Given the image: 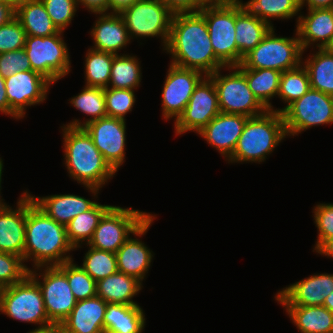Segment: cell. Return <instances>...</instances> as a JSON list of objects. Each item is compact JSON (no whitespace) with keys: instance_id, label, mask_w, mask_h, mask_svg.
<instances>
[{"instance_id":"obj_1","label":"cell","mask_w":333,"mask_h":333,"mask_svg":"<svg viewBox=\"0 0 333 333\" xmlns=\"http://www.w3.org/2000/svg\"><path fill=\"white\" fill-rule=\"evenodd\" d=\"M163 51L171 55L170 64L200 71L205 76L226 67L215 56L205 18L199 11L174 13Z\"/></svg>"},{"instance_id":"obj_2","label":"cell","mask_w":333,"mask_h":333,"mask_svg":"<svg viewBox=\"0 0 333 333\" xmlns=\"http://www.w3.org/2000/svg\"><path fill=\"white\" fill-rule=\"evenodd\" d=\"M71 251L75 249L67 239L66 227L50 218L26 192L24 263L27 268L61 265L74 259ZM29 261L32 268L26 264Z\"/></svg>"},{"instance_id":"obj_3","label":"cell","mask_w":333,"mask_h":333,"mask_svg":"<svg viewBox=\"0 0 333 333\" xmlns=\"http://www.w3.org/2000/svg\"><path fill=\"white\" fill-rule=\"evenodd\" d=\"M62 128L64 163L69 177L78 184L103 188L117 172L104 159L83 127Z\"/></svg>"},{"instance_id":"obj_4","label":"cell","mask_w":333,"mask_h":333,"mask_svg":"<svg viewBox=\"0 0 333 333\" xmlns=\"http://www.w3.org/2000/svg\"><path fill=\"white\" fill-rule=\"evenodd\" d=\"M285 138L288 136L282 113L266 110L247 119L233 154L226 162L261 164Z\"/></svg>"},{"instance_id":"obj_5","label":"cell","mask_w":333,"mask_h":333,"mask_svg":"<svg viewBox=\"0 0 333 333\" xmlns=\"http://www.w3.org/2000/svg\"><path fill=\"white\" fill-rule=\"evenodd\" d=\"M0 312L10 319L38 325L33 330L56 327L48 319L40 287L29 274L1 289Z\"/></svg>"},{"instance_id":"obj_6","label":"cell","mask_w":333,"mask_h":333,"mask_svg":"<svg viewBox=\"0 0 333 333\" xmlns=\"http://www.w3.org/2000/svg\"><path fill=\"white\" fill-rule=\"evenodd\" d=\"M275 28L247 53L237 68L273 69L280 72L295 69L302 64L304 52L295 29L294 37L278 36Z\"/></svg>"},{"instance_id":"obj_7","label":"cell","mask_w":333,"mask_h":333,"mask_svg":"<svg viewBox=\"0 0 333 333\" xmlns=\"http://www.w3.org/2000/svg\"><path fill=\"white\" fill-rule=\"evenodd\" d=\"M174 12L162 0H139L120 13L130 40L160 38L165 49Z\"/></svg>"},{"instance_id":"obj_8","label":"cell","mask_w":333,"mask_h":333,"mask_svg":"<svg viewBox=\"0 0 333 333\" xmlns=\"http://www.w3.org/2000/svg\"><path fill=\"white\" fill-rule=\"evenodd\" d=\"M64 32L40 37L27 36L25 51L33 71L40 73L52 84L71 72L70 50Z\"/></svg>"},{"instance_id":"obj_9","label":"cell","mask_w":333,"mask_h":333,"mask_svg":"<svg viewBox=\"0 0 333 333\" xmlns=\"http://www.w3.org/2000/svg\"><path fill=\"white\" fill-rule=\"evenodd\" d=\"M222 70L229 72L222 74ZM209 77L214 82L220 112L253 117L267 110L254 96L245 75L236 66L218 69Z\"/></svg>"},{"instance_id":"obj_10","label":"cell","mask_w":333,"mask_h":333,"mask_svg":"<svg viewBox=\"0 0 333 333\" xmlns=\"http://www.w3.org/2000/svg\"><path fill=\"white\" fill-rule=\"evenodd\" d=\"M152 213L112 206L100 219L88 246L116 253L125 241Z\"/></svg>"},{"instance_id":"obj_11","label":"cell","mask_w":333,"mask_h":333,"mask_svg":"<svg viewBox=\"0 0 333 333\" xmlns=\"http://www.w3.org/2000/svg\"><path fill=\"white\" fill-rule=\"evenodd\" d=\"M288 137L298 136L309 128L333 124V96L309 89L283 112Z\"/></svg>"},{"instance_id":"obj_12","label":"cell","mask_w":333,"mask_h":333,"mask_svg":"<svg viewBox=\"0 0 333 333\" xmlns=\"http://www.w3.org/2000/svg\"><path fill=\"white\" fill-rule=\"evenodd\" d=\"M29 275L41 289L49 321L59 327L77 303L66 275L57 266L36 267Z\"/></svg>"},{"instance_id":"obj_13","label":"cell","mask_w":333,"mask_h":333,"mask_svg":"<svg viewBox=\"0 0 333 333\" xmlns=\"http://www.w3.org/2000/svg\"><path fill=\"white\" fill-rule=\"evenodd\" d=\"M204 16L215 56L226 66L239 65L235 41V0L221 6L200 9Z\"/></svg>"},{"instance_id":"obj_14","label":"cell","mask_w":333,"mask_h":333,"mask_svg":"<svg viewBox=\"0 0 333 333\" xmlns=\"http://www.w3.org/2000/svg\"><path fill=\"white\" fill-rule=\"evenodd\" d=\"M51 85L48 79L33 70L18 71L5 78L10 118L24 119L28 107L44 103Z\"/></svg>"},{"instance_id":"obj_15","label":"cell","mask_w":333,"mask_h":333,"mask_svg":"<svg viewBox=\"0 0 333 333\" xmlns=\"http://www.w3.org/2000/svg\"><path fill=\"white\" fill-rule=\"evenodd\" d=\"M219 113L214 82L205 76L195 87L183 113L173 122L175 135L180 136L189 131L199 133Z\"/></svg>"},{"instance_id":"obj_16","label":"cell","mask_w":333,"mask_h":333,"mask_svg":"<svg viewBox=\"0 0 333 333\" xmlns=\"http://www.w3.org/2000/svg\"><path fill=\"white\" fill-rule=\"evenodd\" d=\"M205 75L194 69L169 64L161 91L162 119L174 122L183 113L195 87Z\"/></svg>"},{"instance_id":"obj_17","label":"cell","mask_w":333,"mask_h":333,"mask_svg":"<svg viewBox=\"0 0 333 333\" xmlns=\"http://www.w3.org/2000/svg\"><path fill=\"white\" fill-rule=\"evenodd\" d=\"M109 165L118 172L126 157V121L103 117L83 126Z\"/></svg>"},{"instance_id":"obj_18","label":"cell","mask_w":333,"mask_h":333,"mask_svg":"<svg viewBox=\"0 0 333 333\" xmlns=\"http://www.w3.org/2000/svg\"><path fill=\"white\" fill-rule=\"evenodd\" d=\"M154 220L156 215L152 214L116 251L118 271L133 276L142 283L146 279L155 253L139 238L146 235Z\"/></svg>"},{"instance_id":"obj_19","label":"cell","mask_w":333,"mask_h":333,"mask_svg":"<svg viewBox=\"0 0 333 333\" xmlns=\"http://www.w3.org/2000/svg\"><path fill=\"white\" fill-rule=\"evenodd\" d=\"M333 291V274L315 273L279 290L274 296L281 306H323Z\"/></svg>"},{"instance_id":"obj_20","label":"cell","mask_w":333,"mask_h":333,"mask_svg":"<svg viewBox=\"0 0 333 333\" xmlns=\"http://www.w3.org/2000/svg\"><path fill=\"white\" fill-rule=\"evenodd\" d=\"M85 189L92 194L93 201L75 194H53L48 196H33L27 189L25 190L33 202L43 210L50 218L65 227L80 213L87 212L97 202L100 194L99 188L85 186ZM96 198V199H95Z\"/></svg>"},{"instance_id":"obj_21","label":"cell","mask_w":333,"mask_h":333,"mask_svg":"<svg viewBox=\"0 0 333 333\" xmlns=\"http://www.w3.org/2000/svg\"><path fill=\"white\" fill-rule=\"evenodd\" d=\"M248 118L220 112L197 134L227 161L233 154Z\"/></svg>"},{"instance_id":"obj_22","label":"cell","mask_w":333,"mask_h":333,"mask_svg":"<svg viewBox=\"0 0 333 333\" xmlns=\"http://www.w3.org/2000/svg\"><path fill=\"white\" fill-rule=\"evenodd\" d=\"M306 10V15L300 12L296 25L303 52L309 47L329 48L333 44V8Z\"/></svg>"},{"instance_id":"obj_23","label":"cell","mask_w":333,"mask_h":333,"mask_svg":"<svg viewBox=\"0 0 333 333\" xmlns=\"http://www.w3.org/2000/svg\"><path fill=\"white\" fill-rule=\"evenodd\" d=\"M94 15L97 19L89 33L94 44L90 46L91 49L119 55L121 50L126 49L127 45L132 43L120 14L99 13Z\"/></svg>"},{"instance_id":"obj_24","label":"cell","mask_w":333,"mask_h":333,"mask_svg":"<svg viewBox=\"0 0 333 333\" xmlns=\"http://www.w3.org/2000/svg\"><path fill=\"white\" fill-rule=\"evenodd\" d=\"M7 205L0 211V252L18 255L24 260L26 191L19 196L16 207Z\"/></svg>"},{"instance_id":"obj_25","label":"cell","mask_w":333,"mask_h":333,"mask_svg":"<svg viewBox=\"0 0 333 333\" xmlns=\"http://www.w3.org/2000/svg\"><path fill=\"white\" fill-rule=\"evenodd\" d=\"M107 303L97 295L77 301L69 316L58 327L60 333H105Z\"/></svg>"},{"instance_id":"obj_26","label":"cell","mask_w":333,"mask_h":333,"mask_svg":"<svg viewBox=\"0 0 333 333\" xmlns=\"http://www.w3.org/2000/svg\"><path fill=\"white\" fill-rule=\"evenodd\" d=\"M243 2V0H235V41L239 49V64L272 28L267 22L251 14L244 7Z\"/></svg>"},{"instance_id":"obj_27","label":"cell","mask_w":333,"mask_h":333,"mask_svg":"<svg viewBox=\"0 0 333 333\" xmlns=\"http://www.w3.org/2000/svg\"><path fill=\"white\" fill-rule=\"evenodd\" d=\"M142 288L143 283L137 278L117 271L96 282V295L106 303L137 305L133 298Z\"/></svg>"},{"instance_id":"obj_28","label":"cell","mask_w":333,"mask_h":333,"mask_svg":"<svg viewBox=\"0 0 333 333\" xmlns=\"http://www.w3.org/2000/svg\"><path fill=\"white\" fill-rule=\"evenodd\" d=\"M145 312L137 305L107 303L104 315L105 333H142L146 326Z\"/></svg>"},{"instance_id":"obj_29","label":"cell","mask_w":333,"mask_h":333,"mask_svg":"<svg viewBox=\"0 0 333 333\" xmlns=\"http://www.w3.org/2000/svg\"><path fill=\"white\" fill-rule=\"evenodd\" d=\"M300 333H333V313L324 306H282Z\"/></svg>"},{"instance_id":"obj_30","label":"cell","mask_w":333,"mask_h":333,"mask_svg":"<svg viewBox=\"0 0 333 333\" xmlns=\"http://www.w3.org/2000/svg\"><path fill=\"white\" fill-rule=\"evenodd\" d=\"M15 17L27 36L45 37L59 32L41 0H22L15 7Z\"/></svg>"},{"instance_id":"obj_31","label":"cell","mask_w":333,"mask_h":333,"mask_svg":"<svg viewBox=\"0 0 333 333\" xmlns=\"http://www.w3.org/2000/svg\"><path fill=\"white\" fill-rule=\"evenodd\" d=\"M312 51L307 58L302 57V64L309 74L310 87L333 96V51L330 48H316V51L312 48Z\"/></svg>"},{"instance_id":"obj_32","label":"cell","mask_w":333,"mask_h":333,"mask_svg":"<svg viewBox=\"0 0 333 333\" xmlns=\"http://www.w3.org/2000/svg\"><path fill=\"white\" fill-rule=\"evenodd\" d=\"M238 69L245 75L248 87L258 101L267 110H274L271 101L278 96L282 72L273 69Z\"/></svg>"},{"instance_id":"obj_33","label":"cell","mask_w":333,"mask_h":333,"mask_svg":"<svg viewBox=\"0 0 333 333\" xmlns=\"http://www.w3.org/2000/svg\"><path fill=\"white\" fill-rule=\"evenodd\" d=\"M113 205L97 202L90 210L74 217L66 226L67 239L75 251L88 244L100 219Z\"/></svg>"},{"instance_id":"obj_34","label":"cell","mask_w":333,"mask_h":333,"mask_svg":"<svg viewBox=\"0 0 333 333\" xmlns=\"http://www.w3.org/2000/svg\"><path fill=\"white\" fill-rule=\"evenodd\" d=\"M80 93L70 98L68 103L87 117L84 120L72 119L70 123L63 124L70 127H83L85 124L107 116L104 89L95 87H82Z\"/></svg>"},{"instance_id":"obj_35","label":"cell","mask_w":333,"mask_h":333,"mask_svg":"<svg viewBox=\"0 0 333 333\" xmlns=\"http://www.w3.org/2000/svg\"><path fill=\"white\" fill-rule=\"evenodd\" d=\"M243 5L251 14L272 27V19L284 21L295 16L297 25L301 12L300 0H248Z\"/></svg>"},{"instance_id":"obj_36","label":"cell","mask_w":333,"mask_h":333,"mask_svg":"<svg viewBox=\"0 0 333 333\" xmlns=\"http://www.w3.org/2000/svg\"><path fill=\"white\" fill-rule=\"evenodd\" d=\"M141 61L129 53L113 54L110 82L108 87L137 90L141 85Z\"/></svg>"},{"instance_id":"obj_37","label":"cell","mask_w":333,"mask_h":333,"mask_svg":"<svg viewBox=\"0 0 333 333\" xmlns=\"http://www.w3.org/2000/svg\"><path fill=\"white\" fill-rule=\"evenodd\" d=\"M310 79L307 69L301 64L295 69L281 73L278 98L286 104L283 108H274L282 113L291 103L301 98L310 89Z\"/></svg>"},{"instance_id":"obj_38","label":"cell","mask_w":333,"mask_h":333,"mask_svg":"<svg viewBox=\"0 0 333 333\" xmlns=\"http://www.w3.org/2000/svg\"><path fill=\"white\" fill-rule=\"evenodd\" d=\"M84 59L85 86L107 88L110 82L113 54L88 48Z\"/></svg>"},{"instance_id":"obj_39","label":"cell","mask_w":333,"mask_h":333,"mask_svg":"<svg viewBox=\"0 0 333 333\" xmlns=\"http://www.w3.org/2000/svg\"><path fill=\"white\" fill-rule=\"evenodd\" d=\"M88 248L80 265L96 282L118 271L116 253Z\"/></svg>"},{"instance_id":"obj_40","label":"cell","mask_w":333,"mask_h":333,"mask_svg":"<svg viewBox=\"0 0 333 333\" xmlns=\"http://www.w3.org/2000/svg\"><path fill=\"white\" fill-rule=\"evenodd\" d=\"M57 267L66 275L77 301L96 296V281L74 259Z\"/></svg>"},{"instance_id":"obj_41","label":"cell","mask_w":333,"mask_h":333,"mask_svg":"<svg viewBox=\"0 0 333 333\" xmlns=\"http://www.w3.org/2000/svg\"><path fill=\"white\" fill-rule=\"evenodd\" d=\"M135 90L107 87L104 89L106 111L108 117L126 121V115L132 112L136 103Z\"/></svg>"},{"instance_id":"obj_42","label":"cell","mask_w":333,"mask_h":333,"mask_svg":"<svg viewBox=\"0 0 333 333\" xmlns=\"http://www.w3.org/2000/svg\"><path fill=\"white\" fill-rule=\"evenodd\" d=\"M29 274V269L22 257L0 252V288L22 281Z\"/></svg>"},{"instance_id":"obj_43","label":"cell","mask_w":333,"mask_h":333,"mask_svg":"<svg viewBox=\"0 0 333 333\" xmlns=\"http://www.w3.org/2000/svg\"><path fill=\"white\" fill-rule=\"evenodd\" d=\"M53 24L59 31H65L75 17L78 8L76 0H41Z\"/></svg>"},{"instance_id":"obj_44","label":"cell","mask_w":333,"mask_h":333,"mask_svg":"<svg viewBox=\"0 0 333 333\" xmlns=\"http://www.w3.org/2000/svg\"><path fill=\"white\" fill-rule=\"evenodd\" d=\"M318 235L312 250L315 252L327 239L333 237V203H318L312 208Z\"/></svg>"},{"instance_id":"obj_45","label":"cell","mask_w":333,"mask_h":333,"mask_svg":"<svg viewBox=\"0 0 333 333\" xmlns=\"http://www.w3.org/2000/svg\"><path fill=\"white\" fill-rule=\"evenodd\" d=\"M26 37V32L16 17L12 18L8 23L1 25L0 54L23 49Z\"/></svg>"},{"instance_id":"obj_46","label":"cell","mask_w":333,"mask_h":333,"mask_svg":"<svg viewBox=\"0 0 333 333\" xmlns=\"http://www.w3.org/2000/svg\"><path fill=\"white\" fill-rule=\"evenodd\" d=\"M28 70L32 68L24 48L0 54V74L3 78Z\"/></svg>"},{"instance_id":"obj_47","label":"cell","mask_w":333,"mask_h":333,"mask_svg":"<svg viewBox=\"0 0 333 333\" xmlns=\"http://www.w3.org/2000/svg\"><path fill=\"white\" fill-rule=\"evenodd\" d=\"M78 8L82 6L91 14L108 13V0H76Z\"/></svg>"},{"instance_id":"obj_48","label":"cell","mask_w":333,"mask_h":333,"mask_svg":"<svg viewBox=\"0 0 333 333\" xmlns=\"http://www.w3.org/2000/svg\"><path fill=\"white\" fill-rule=\"evenodd\" d=\"M174 13L193 12V0H162Z\"/></svg>"},{"instance_id":"obj_49","label":"cell","mask_w":333,"mask_h":333,"mask_svg":"<svg viewBox=\"0 0 333 333\" xmlns=\"http://www.w3.org/2000/svg\"><path fill=\"white\" fill-rule=\"evenodd\" d=\"M15 17V6L11 3L0 0V26L8 23Z\"/></svg>"},{"instance_id":"obj_50","label":"cell","mask_w":333,"mask_h":333,"mask_svg":"<svg viewBox=\"0 0 333 333\" xmlns=\"http://www.w3.org/2000/svg\"><path fill=\"white\" fill-rule=\"evenodd\" d=\"M139 0H108V13L120 14Z\"/></svg>"},{"instance_id":"obj_51","label":"cell","mask_w":333,"mask_h":333,"mask_svg":"<svg viewBox=\"0 0 333 333\" xmlns=\"http://www.w3.org/2000/svg\"><path fill=\"white\" fill-rule=\"evenodd\" d=\"M301 10L315 8H333V0H300Z\"/></svg>"},{"instance_id":"obj_52","label":"cell","mask_w":333,"mask_h":333,"mask_svg":"<svg viewBox=\"0 0 333 333\" xmlns=\"http://www.w3.org/2000/svg\"><path fill=\"white\" fill-rule=\"evenodd\" d=\"M0 113L9 116V102L5 89V78L0 74Z\"/></svg>"},{"instance_id":"obj_53","label":"cell","mask_w":333,"mask_h":333,"mask_svg":"<svg viewBox=\"0 0 333 333\" xmlns=\"http://www.w3.org/2000/svg\"><path fill=\"white\" fill-rule=\"evenodd\" d=\"M229 1L230 0H193V12H197L203 8L221 6Z\"/></svg>"},{"instance_id":"obj_54","label":"cell","mask_w":333,"mask_h":333,"mask_svg":"<svg viewBox=\"0 0 333 333\" xmlns=\"http://www.w3.org/2000/svg\"><path fill=\"white\" fill-rule=\"evenodd\" d=\"M315 253L333 259V237L327 239Z\"/></svg>"},{"instance_id":"obj_55","label":"cell","mask_w":333,"mask_h":333,"mask_svg":"<svg viewBox=\"0 0 333 333\" xmlns=\"http://www.w3.org/2000/svg\"><path fill=\"white\" fill-rule=\"evenodd\" d=\"M323 306L333 313V291L325 298Z\"/></svg>"},{"instance_id":"obj_56","label":"cell","mask_w":333,"mask_h":333,"mask_svg":"<svg viewBox=\"0 0 333 333\" xmlns=\"http://www.w3.org/2000/svg\"><path fill=\"white\" fill-rule=\"evenodd\" d=\"M27 333H60L58 327H50L42 330H30Z\"/></svg>"},{"instance_id":"obj_57","label":"cell","mask_w":333,"mask_h":333,"mask_svg":"<svg viewBox=\"0 0 333 333\" xmlns=\"http://www.w3.org/2000/svg\"><path fill=\"white\" fill-rule=\"evenodd\" d=\"M2 179H0V211H2L7 205H8V203H6V202H4L5 200L2 198V196H1V188H2Z\"/></svg>"},{"instance_id":"obj_58","label":"cell","mask_w":333,"mask_h":333,"mask_svg":"<svg viewBox=\"0 0 333 333\" xmlns=\"http://www.w3.org/2000/svg\"><path fill=\"white\" fill-rule=\"evenodd\" d=\"M4 162H3V160H2V157H0V179H2V173H3V167H4Z\"/></svg>"},{"instance_id":"obj_59","label":"cell","mask_w":333,"mask_h":333,"mask_svg":"<svg viewBox=\"0 0 333 333\" xmlns=\"http://www.w3.org/2000/svg\"><path fill=\"white\" fill-rule=\"evenodd\" d=\"M11 3L13 6H17L22 0H4Z\"/></svg>"},{"instance_id":"obj_60","label":"cell","mask_w":333,"mask_h":333,"mask_svg":"<svg viewBox=\"0 0 333 333\" xmlns=\"http://www.w3.org/2000/svg\"><path fill=\"white\" fill-rule=\"evenodd\" d=\"M329 48L333 51V44Z\"/></svg>"}]
</instances>
